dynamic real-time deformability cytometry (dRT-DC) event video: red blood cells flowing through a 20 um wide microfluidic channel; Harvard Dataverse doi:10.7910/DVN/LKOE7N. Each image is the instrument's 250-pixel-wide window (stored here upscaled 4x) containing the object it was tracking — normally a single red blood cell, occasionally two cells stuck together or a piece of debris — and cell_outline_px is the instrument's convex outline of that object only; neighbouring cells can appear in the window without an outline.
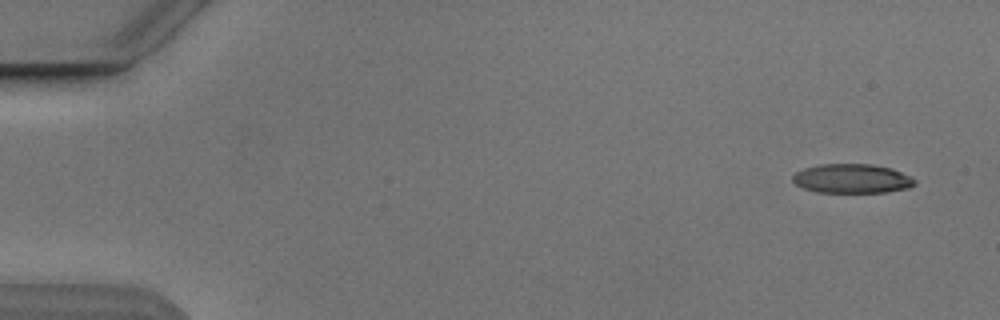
{"species": "Egyptian fruit bat (a non-hibernating species)", "species_latin": "Rousettus aegyptiacus", "temperature_condition": "cold", "stored_images_in_passage": 5, "camera_frame_rate_fps": 3000, "um_per_image_px": 0.085, "animal": {"sex": "male"}, "frame": {"image": 1, "passage_image": 1, "time_ms": 0.0, "image_size_px": [1000, 320], "cell_outline_px": [[916, 184], [908, 188], [884, 192], [816, 192], [804, 188], [796, 184], [792, 180], [792, 176], [796, 172], [804, 168], [820, 164], [872, 164], [892, 168], [916, 180]], "centroid_in_image_um": [72.4, 15.17], "position_along_channel_um": 12.6, "area_um2": 20.69}}
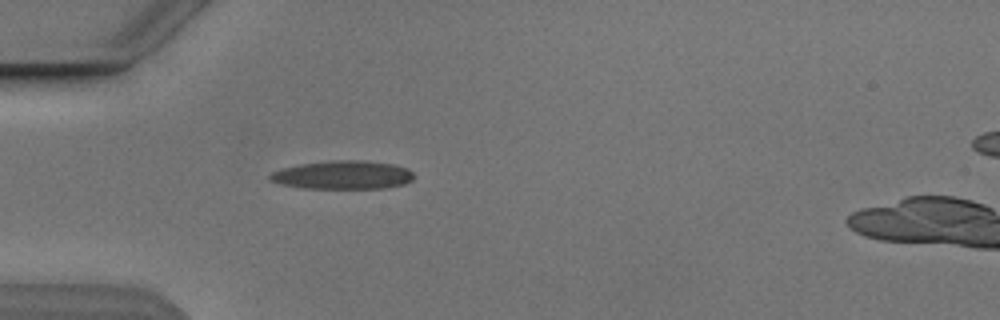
{"frame": {"image": 2, "passage_image": 4, "time_ms": 4.333, "image_size_px": [1000, 320], "cell_outline_px": [[416, 176], [412, 180], [404, 184], [384, 188], [304, 188], [280, 184], [272, 180], [268, 176], [272, 172], [284, 168], [300, 164], [332, 160], [360, 160], [392, 164], [408, 168]], "centroid_in_image_um": [29.18, 14.87], "position_along_channel_um": 55.8, "area_um2": 23.76}}